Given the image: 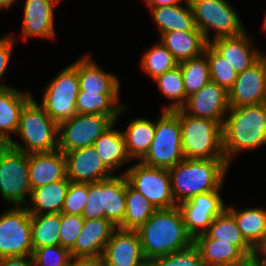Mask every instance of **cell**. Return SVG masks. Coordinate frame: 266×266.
I'll use <instances>...</instances> for the list:
<instances>
[{
	"label": "cell",
	"mask_w": 266,
	"mask_h": 266,
	"mask_svg": "<svg viewBox=\"0 0 266 266\" xmlns=\"http://www.w3.org/2000/svg\"><path fill=\"white\" fill-rule=\"evenodd\" d=\"M113 123L106 115L76 113L59 123L58 149L66 153L92 146Z\"/></svg>",
	"instance_id": "7c38bea8"
},
{
	"label": "cell",
	"mask_w": 266,
	"mask_h": 266,
	"mask_svg": "<svg viewBox=\"0 0 266 266\" xmlns=\"http://www.w3.org/2000/svg\"><path fill=\"white\" fill-rule=\"evenodd\" d=\"M0 266H34L32 256L0 258Z\"/></svg>",
	"instance_id": "7dc6e473"
},
{
	"label": "cell",
	"mask_w": 266,
	"mask_h": 266,
	"mask_svg": "<svg viewBox=\"0 0 266 266\" xmlns=\"http://www.w3.org/2000/svg\"><path fill=\"white\" fill-rule=\"evenodd\" d=\"M104 219L110 220L116 227L122 222L126 211V176L113 175L103 180Z\"/></svg>",
	"instance_id": "1f68e13d"
},
{
	"label": "cell",
	"mask_w": 266,
	"mask_h": 266,
	"mask_svg": "<svg viewBox=\"0 0 266 266\" xmlns=\"http://www.w3.org/2000/svg\"><path fill=\"white\" fill-rule=\"evenodd\" d=\"M31 190L67 178L66 159L61 150L28 154Z\"/></svg>",
	"instance_id": "44dd1931"
},
{
	"label": "cell",
	"mask_w": 266,
	"mask_h": 266,
	"mask_svg": "<svg viewBox=\"0 0 266 266\" xmlns=\"http://www.w3.org/2000/svg\"><path fill=\"white\" fill-rule=\"evenodd\" d=\"M71 65L77 70L79 89L97 94H120V78L112 72L102 69L91 59L90 54H82Z\"/></svg>",
	"instance_id": "ffe728a7"
},
{
	"label": "cell",
	"mask_w": 266,
	"mask_h": 266,
	"mask_svg": "<svg viewBox=\"0 0 266 266\" xmlns=\"http://www.w3.org/2000/svg\"><path fill=\"white\" fill-rule=\"evenodd\" d=\"M229 167L226 159H184L168 169L176 204L198 194L221 191Z\"/></svg>",
	"instance_id": "3957f363"
},
{
	"label": "cell",
	"mask_w": 266,
	"mask_h": 266,
	"mask_svg": "<svg viewBox=\"0 0 266 266\" xmlns=\"http://www.w3.org/2000/svg\"><path fill=\"white\" fill-rule=\"evenodd\" d=\"M32 252L31 214L25 206H11L0 215V258Z\"/></svg>",
	"instance_id": "8fae6325"
},
{
	"label": "cell",
	"mask_w": 266,
	"mask_h": 266,
	"mask_svg": "<svg viewBox=\"0 0 266 266\" xmlns=\"http://www.w3.org/2000/svg\"><path fill=\"white\" fill-rule=\"evenodd\" d=\"M101 257L104 266H148L137 230L117 227Z\"/></svg>",
	"instance_id": "9a60e30c"
},
{
	"label": "cell",
	"mask_w": 266,
	"mask_h": 266,
	"mask_svg": "<svg viewBox=\"0 0 266 266\" xmlns=\"http://www.w3.org/2000/svg\"><path fill=\"white\" fill-rule=\"evenodd\" d=\"M186 0H149L146 4L148 8L165 7L184 3Z\"/></svg>",
	"instance_id": "c3c4849f"
},
{
	"label": "cell",
	"mask_w": 266,
	"mask_h": 266,
	"mask_svg": "<svg viewBox=\"0 0 266 266\" xmlns=\"http://www.w3.org/2000/svg\"><path fill=\"white\" fill-rule=\"evenodd\" d=\"M84 222L85 219L81 215L61 213L59 245L70 251L83 229Z\"/></svg>",
	"instance_id": "b9f144b4"
},
{
	"label": "cell",
	"mask_w": 266,
	"mask_h": 266,
	"mask_svg": "<svg viewBox=\"0 0 266 266\" xmlns=\"http://www.w3.org/2000/svg\"><path fill=\"white\" fill-rule=\"evenodd\" d=\"M257 266H266V260H253Z\"/></svg>",
	"instance_id": "816d5d0a"
},
{
	"label": "cell",
	"mask_w": 266,
	"mask_h": 266,
	"mask_svg": "<svg viewBox=\"0 0 266 266\" xmlns=\"http://www.w3.org/2000/svg\"><path fill=\"white\" fill-rule=\"evenodd\" d=\"M88 198V183L70 182L61 213L82 215Z\"/></svg>",
	"instance_id": "7bdbcfd3"
},
{
	"label": "cell",
	"mask_w": 266,
	"mask_h": 266,
	"mask_svg": "<svg viewBox=\"0 0 266 266\" xmlns=\"http://www.w3.org/2000/svg\"><path fill=\"white\" fill-rule=\"evenodd\" d=\"M132 165L120 174H125L128 183L135 190L142 193L157 209L178 206L172 194L168 169L150 167L140 161L133 162Z\"/></svg>",
	"instance_id": "30bf717a"
},
{
	"label": "cell",
	"mask_w": 266,
	"mask_h": 266,
	"mask_svg": "<svg viewBox=\"0 0 266 266\" xmlns=\"http://www.w3.org/2000/svg\"><path fill=\"white\" fill-rule=\"evenodd\" d=\"M64 155L67 178L70 182L93 183L114 175L103 164L93 145L66 152Z\"/></svg>",
	"instance_id": "e0dca14e"
},
{
	"label": "cell",
	"mask_w": 266,
	"mask_h": 266,
	"mask_svg": "<svg viewBox=\"0 0 266 266\" xmlns=\"http://www.w3.org/2000/svg\"><path fill=\"white\" fill-rule=\"evenodd\" d=\"M229 107L228 92L210 80L200 91L190 95L181 109L190 116L209 118L222 125Z\"/></svg>",
	"instance_id": "2e32d148"
},
{
	"label": "cell",
	"mask_w": 266,
	"mask_h": 266,
	"mask_svg": "<svg viewBox=\"0 0 266 266\" xmlns=\"http://www.w3.org/2000/svg\"><path fill=\"white\" fill-rule=\"evenodd\" d=\"M185 159H225L222 125L209 118H196L178 109Z\"/></svg>",
	"instance_id": "5b68a950"
},
{
	"label": "cell",
	"mask_w": 266,
	"mask_h": 266,
	"mask_svg": "<svg viewBox=\"0 0 266 266\" xmlns=\"http://www.w3.org/2000/svg\"><path fill=\"white\" fill-rule=\"evenodd\" d=\"M55 2H57L58 4L63 1V0H54Z\"/></svg>",
	"instance_id": "11a10c76"
},
{
	"label": "cell",
	"mask_w": 266,
	"mask_h": 266,
	"mask_svg": "<svg viewBox=\"0 0 266 266\" xmlns=\"http://www.w3.org/2000/svg\"><path fill=\"white\" fill-rule=\"evenodd\" d=\"M193 244L205 266H244L250 261L235 245L211 239L206 233L197 235Z\"/></svg>",
	"instance_id": "cb8c5ba5"
},
{
	"label": "cell",
	"mask_w": 266,
	"mask_h": 266,
	"mask_svg": "<svg viewBox=\"0 0 266 266\" xmlns=\"http://www.w3.org/2000/svg\"><path fill=\"white\" fill-rule=\"evenodd\" d=\"M178 65L179 63L173 54L160 40L143 53L140 61L142 71L152 80L167 71L175 69Z\"/></svg>",
	"instance_id": "8d00e7d4"
},
{
	"label": "cell",
	"mask_w": 266,
	"mask_h": 266,
	"mask_svg": "<svg viewBox=\"0 0 266 266\" xmlns=\"http://www.w3.org/2000/svg\"><path fill=\"white\" fill-rule=\"evenodd\" d=\"M224 201L220 191H212L198 194L178 205L186 230L193 239L205 233L213 219L226 209Z\"/></svg>",
	"instance_id": "4fadbf2b"
},
{
	"label": "cell",
	"mask_w": 266,
	"mask_h": 266,
	"mask_svg": "<svg viewBox=\"0 0 266 266\" xmlns=\"http://www.w3.org/2000/svg\"><path fill=\"white\" fill-rule=\"evenodd\" d=\"M30 90L9 86L0 88V144H8L16 134L24 105L32 98Z\"/></svg>",
	"instance_id": "603a6c76"
},
{
	"label": "cell",
	"mask_w": 266,
	"mask_h": 266,
	"mask_svg": "<svg viewBox=\"0 0 266 266\" xmlns=\"http://www.w3.org/2000/svg\"><path fill=\"white\" fill-rule=\"evenodd\" d=\"M14 2H16V0H0V10H9L10 7L14 4Z\"/></svg>",
	"instance_id": "f907efd6"
},
{
	"label": "cell",
	"mask_w": 266,
	"mask_h": 266,
	"mask_svg": "<svg viewBox=\"0 0 266 266\" xmlns=\"http://www.w3.org/2000/svg\"><path fill=\"white\" fill-rule=\"evenodd\" d=\"M196 27L210 43L219 37L237 36L245 29L240 14L227 0H188ZM211 30L214 34L211 35Z\"/></svg>",
	"instance_id": "52a82bcc"
},
{
	"label": "cell",
	"mask_w": 266,
	"mask_h": 266,
	"mask_svg": "<svg viewBox=\"0 0 266 266\" xmlns=\"http://www.w3.org/2000/svg\"><path fill=\"white\" fill-rule=\"evenodd\" d=\"M226 210L234 217L244 238L256 248L266 234V208L237 209L234 205H226Z\"/></svg>",
	"instance_id": "f546056e"
},
{
	"label": "cell",
	"mask_w": 266,
	"mask_h": 266,
	"mask_svg": "<svg viewBox=\"0 0 266 266\" xmlns=\"http://www.w3.org/2000/svg\"><path fill=\"white\" fill-rule=\"evenodd\" d=\"M68 266H104L102 257L71 256Z\"/></svg>",
	"instance_id": "bcb514c9"
},
{
	"label": "cell",
	"mask_w": 266,
	"mask_h": 266,
	"mask_svg": "<svg viewBox=\"0 0 266 266\" xmlns=\"http://www.w3.org/2000/svg\"><path fill=\"white\" fill-rule=\"evenodd\" d=\"M157 210L142 193L135 190L126 179V211L121 229L138 230Z\"/></svg>",
	"instance_id": "836d02e7"
},
{
	"label": "cell",
	"mask_w": 266,
	"mask_h": 266,
	"mask_svg": "<svg viewBox=\"0 0 266 266\" xmlns=\"http://www.w3.org/2000/svg\"><path fill=\"white\" fill-rule=\"evenodd\" d=\"M16 135L24 143L12 139L8 145L24 153L58 150L59 124L46 113L34 96L22 108Z\"/></svg>",
	"instance_id": "277c9868"
},
{
	"label": "cell",
	"mask_w": 266,
	"mask_h": 266,
	"mask_svg": "<svg viewBox=\"0 0 266 266\" xmlns=\"http://www.w3.org/2000/svg\"><path fill=\"white\" fill-rule=\"evenodd\" d=\"M145 259L169 255L190 247L194 239L187 232L178 206L157 209L137 230Z\"/></svg>",
	"instance_id": "7a4b0ae2"
},
{
	"label": "cell",
	"mask_w": 266,
	"mask_h": 266,
	"mask_svg": "<svg viewBox=\"0 0 266 266\" xmlns=\"http://www.w3.org/2000/svg\"><path fill=\"white\" fill-rule=\"evenodd\" d=\"M209 44L238 73L255 64L263 56L264 52L256 47L247 31L237 36L216 38Z\"/></svg>",
	"instance_id": "d6986e66"
},
{
	"label": "cell",
	"mask_w": 266,
	"mask_h": 266,
	"mask_svg": "<svg viewBox=\"0 0 266 266\" xmlns=\"http://www.w3.org/2000/svg\"><path fill=\"white\" fill-rule=\"evenodd\" d=\"M222 145L230 165L240 152L266 145V103L229 107L222 123Z\"/></svg>",
	"instance_id": "6da1fadb"
},
{
	"label": "cell",
	"mask_w": 266,
	"mask_h": 266,
	"mask_svg": "<svg viewBox=\"0 0 266 266\" xmlns=\"http://www.w3.org/2000/svg\"><path fill=\"white\" fill-rule=\"evenodd\" d=\"M148 266H205L198 248L192 244L190 247L156 257L148 262Z\"/></svg>",
	"instance_id": "ab89813d"
},
{
	"label": "cell",
	"mask_w": 266,
	"mask_h": 266,
	"mask_svg": "<svg viewBox=\"0 0 266 266\" xmlns=\"http://www.w3.org/2000/svg\"><path fill=\"white\" fill-rule=\"evenodd\" d=\"M205 233L211 239L235 245L250 261L253 260L255 248L244 238L234 217L226 209L213 219Z\"/></svg>",
	"instance_id": "d6a6232c"
},
{
	"label": "cell",
	"mask_w": 266,
	"mask_h": 266,
	"mask_svg": "<svg viewBox=\"0 0 266 266\" xmlns=\"http://www.w3.org/2000/svg\"><path fill=\"white\" fill-rule=\"evenodd\" d=\"M204 54L209 62L210 79L227 92L235 84L238 72L208 43Z\"/></svg>",
	"instance_id": "f35d334b"
},
{
	"label": "cell",
	"mask_w": 266,
	"mask_h": 266,
	"mask_svg": "<svg viewBox=\"0 0 266 266\" xmlns=\"http://www.w3.org/2000/svg\"><path fill=\"white\" fill-rule=\"evenodd\" d=\"M33 250L59 245L61 213L31 215Z\"/></svg>",
	"instance_id": "e575fe53"
},
{
	"label": "cell",
	"mask_w": 266,
	"mask_h": 266,
	"mask_svg": "<svg viewBox=\"0 0 266 266\" xmlns=\"http://www.w3.org/2000/svg\"><path fill=\"white\" fill-rule=\"evenodd\" d=\"M117 227L108 219L85 220L71 256L101 257L104 248Z\"/></svg>",
	"instance_id": "7402d4cb"
},
{
	"label": "cell",
	"mask_w": 266,
	"mask_h": 266,
	"mask_svg": "<svg viewBox=\"0 0 266 266\" xmlns=\"http://www.w3.org/2000/svg\"><path fill=\"white\" fill-rule=\"evenodd\" d=\"M264 21L262 22V29L266 32V13H265V16H264Z\"/></svg>",
	"instance_id": "f5cc1de1"
},
{
	"label": "cell",
	"mask_w": 266,
	"mask_h": 266,
	"mask_svg": "<svg viewBox=\"0 0 266 266\" xmlns=\"http://www.w3.org/2000/svg\"><path fill=\"white\" fill-rule=\"evenodd\" d=\"M122 132L130 159L140 161L148 152L155 135V121L148 118L130 120Z\"/></svg>",
	"instance_id": "4dcf8cb0"
},
{
	"label": "cell",
	"mask_w": 266,
	"mask_h": 266,
	"mask_svg": "<svg viewBox=\"0 0 266 266\" xmlns=\"http://www.w3.org/2000/svg\"><path fill=\"white\" fill-rule=\"evenodd\" d=\"M159 92L162 96L168 98L169 103L162 105L161 110H177L181 109L187 102L188 97L184 88L182 71L179 66L175 69L167 71L155 79Z\"/></svg>",
	"instance_id": "d590c367"
},
{
	"label": "cell",
	"mask_w": 266,
	"mask_h": 266,
	"mask_svg": "<svg viewBox=\"0 0 266 266\" xmlns=\"http://www.w3.org/2000/svg\"><path fill=\"white\" fill-rule=\"evenodd\" d=\"M34 266H68L71 253L60 245L45 246L32 252Z\"/></svg>",
	"instance_id": "60d3db41"
},
{
	"label": "cell",
	"mask_w": 266,
	"mask_h": 266,
	"mask_svg": "<svg viewBox=\"0 0 266 266\" xmlns=\"http://www.w3.org/2000/svg\"><path fill=\"white\" fill-rule=\"evenodd\" d=\"M16 35L13 33H7L0 38V88L9 87L10 85L3 84L1 82L5 72L8 69V65L11 61V55L13 54V48L16 42Z\"/></svg>",
	"instance_id": "f6af8a7d"
},
{
	"label": "cell",
	"mask_w": 266,
	"mask_h": 266,
	"mask_svg": "<svg viewBox=\"0 0 266 266\" xmlns=\"http://www.w3.org/2000/svg\"><path fill=\"white\" fill-rule=\"evenodd\" d=\"M31 193L28 154L0 144V196L11 206H26Z\"/></svg>",
	"instance_id": "ba28073f"
},
{
	"label": "cell",
	"mask_w": 266,
	"mask_h": 266,
	"mask_svg": "<svg viewBox=\"0 0 266 266\" xmlns=\"http://www.w3.org/2000/svg\"><path fill=\"white\" fill-rule=\"evenodd\" d=\"M230 107L266 103V57L263 55L250 68L238 73L228 92Z\"/></svg>",
	"instance_id": "5bb4252c"
},
{
	"label": "cell",
	"mask_w": 266,
	"mask_h": 266,
	"mask_svg": "<svg viewBox=\"0 0 266 266\" xmlns=\"http://www.w3.org/2000/svg\"><path fill=\"white\" fill-rule=\"evenodd\" d=\"M21 39H55L54 8L59 5L54 0H24Z\"/></svg>",
	"instance_id": "ac0fdd59"
},
{
	"label": "cell",
	"mask_w": 266,
	"mask_h": 266,
	"mask_svg": "<svg viewBox=\"0 0 266 266\" xmlns=\"http://www.w3.org/2000/svg\"><path fill=\"white\" fill-rule=\"evenodd\" d=\"M253 260H266V234L264 239L255 248Z\"/></svg>",
	"instance_id": "681fc988"
},
{
	"label": "cell",
	"mask_w": 266,
	"mask_h": 266,
	"mask_svg": "<svg viewBox=\"0 0 266 266\" xmlns=\"http://www.w3.org/2000/svg\"><path fill=\"white\" fill-rule=\"evenodd\" d=\"M160 36L165 32L192 31L196 28L191 6L186 0L182 4L149 8Z\"/></svg>",
	"instance_id": "83f0119b"
},
{
	"label": "cell",
	"mask_w": 266,
	"mask_h": 266,
	"mask_svg": "<svg viewBox=\"0 0 266 266\" xmlns=\"http://www.w3.org/2000/svg\"><path fill=\"white\" fill-rule=\"evenodd\" d=\"M70 181L63 179L32 189L26 208L31 215L61 213Z\"/></svg>",
	"instance_id": "4316f807"
},
{
	"label": "cell",
	"mask_w": 266,
	"mask_h": 266,
	"mask_svg": "<svg viewBox=\"0 0 266 266\" xmlns=\"http://www.w3.org/2000/svg\"><path fill=\"white\" fill-rule=\"evenodd\" d=\"M155 121V135L141 163L156 168L170 169L185 159L182 149L181 125L178 109L161 110Z\"/></svg>",
	"instance_id": "8992f818"
},
{
	"label": "cell",
	"mask_w": 266,
	"mask_h": 266,
	"mask_svg": "<svg viewBox=\"0 0 266 266\" xmlns=\"http://www.w3.org/2000/svg\"><path fill=\"white\" fill-rule=\"evenodd\" d=\"M159 38L178 63L201 56L208 44L197 27L192 31L165 32Z\"/></svg>",
	"instance_id": "484cf974"
},
{
	"label": "cell",
	"mask_w": 266,
	"mask_h": 266,
	"mask_svg": "<svg viewBox=\"0 0 266 266\" xmlns=\"http://www.w3.org/2000/svg\"><path fill=\"white\" fill-rule=\"evenodd\" d=\"M81 216L85 220L104 219L103 180L88 183V198Z\"/></svg>",
	"instance_id": "ee69618b"
},
{
	"label": "cell",
	"mask_w": 266,
	"mask_h": 266,
	"mask_svg": "<svg viewBox=\"0 0 266 266\" xmlns=\"http://www.w3.org/2000/svg\"><path fill=\"white\" fill-rule=\"evenodd\" d=\"M45 85L41 106L58 124L73 117L79 93L77 70L70 64Z\"/></svg>",
	"instance_id": "9c48e42d"
},
{
	"label": "cell",
	"mask_w": 266,
	"mask_h": 266,
	"mask_svg": "<svg viewBox=\"0 0 266 266\" xmlns=\"http://www.w3.org/2000/svg\"><path fill=\"white\" fill-rule=\"evenodd\" d=\"M120 99V94H97L79 89L76 99V112L78 114L106 115L115 122L128 108L120 102Z\"/></svg>",
	"instance_id": "f1b7e54d"
},
{
	"label": "cell",
	"mask_w": 266,
	"mask_h": 266,
	"mask_svg": "<svg viewBox=\"0 0 266 266\" xmlns=\"http://www.w3.org/2000/svg\"><path fill=\"white\" fill-rule=\"evenodd\" d=\"M116 122L93 144L103 164L113 174L132 161L128 156L122 131L115 128Z\"/></svg>",
	"instance_id": "d4e9b609"
},
{
	"label": "cell",
	"mask_w": 266,
	"mask_h": 266,
	"mask_svg": "<svg viewBox=\"0 0 266 266\" xmlns=\"http://www.w3.org/2000/svg\"><path fill=\"white\" fill-rule=\"evenodd\" d=\"M181 68L186 96L200 91L211 79L209 62L203 53L201 56L182 61Z\"/></svg>",
	"instance_id": "74e56055"
},
{
	"label": "cell",
	"mask_w": 266,
	"mask_h": 266,
	"mask_svg": "<svg viewBox=\"0 0 266 266\" xmlns=\"http://www.w3.org/2000/svg\"><path fill=\"white\" fill-rule=\"evenodd\" d=\"M244 266H257V265H256V263L253 260H251Z\"/></svg>",
	"instance_id": "db71d44e"
}]
</instances>
